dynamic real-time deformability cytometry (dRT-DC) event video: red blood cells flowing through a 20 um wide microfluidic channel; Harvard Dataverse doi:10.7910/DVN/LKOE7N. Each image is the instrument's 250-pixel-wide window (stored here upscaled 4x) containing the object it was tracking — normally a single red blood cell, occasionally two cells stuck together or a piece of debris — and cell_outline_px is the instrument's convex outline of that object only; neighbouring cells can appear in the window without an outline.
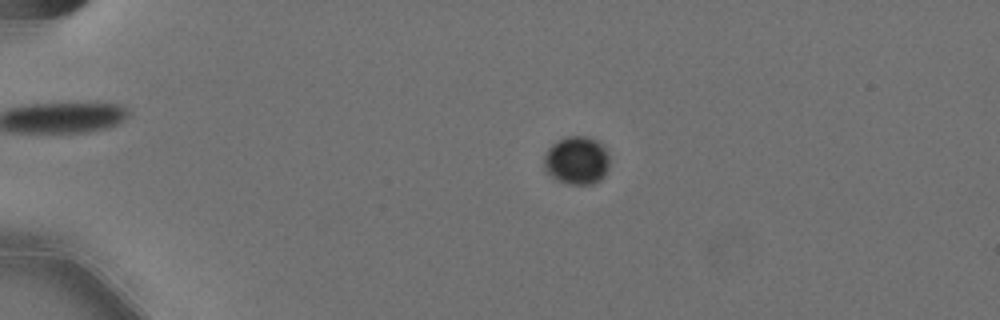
{"species": "Egyptian fruit bat (a non-hibernating species)", "species_latin": "Rousettus aegyptiacus", "temperature_condition": "cold", "stored_images_in_passage": 60, "camera_frame_rate_fps": 3000, "um_per_image_px": 0.085, "animal": {"sex": "female"}, "frame": {"image": 1, "passage_image": 15, "time_ms": 4.667, "image_size_px": [1000, 320], "cell_outline_px": [[608, 168], [604, 176], [600, 180], [592, 184], [568, 184], [556, 180], [544, 168], [544, 156], [548, 148], [556, 140], [568, 136], [588, 136], [600, 140], [608, 148]], "centroid_in_image_um": [49.05, 13.6], "position_along_channel_um": 35.9, "area_um2": 18.79}}
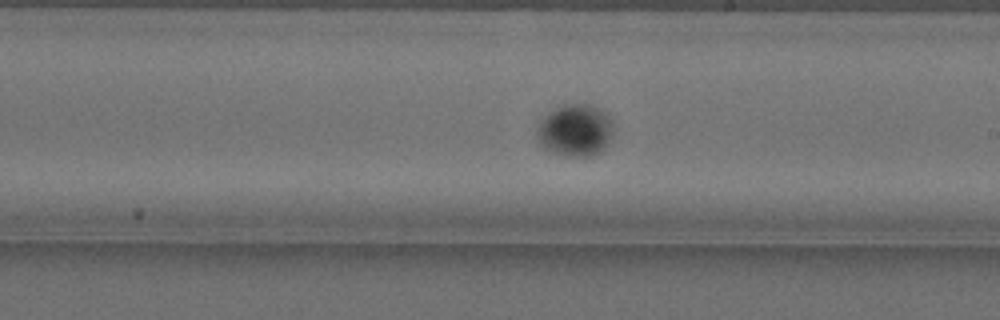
{"frame": {"image": 2, "passage_image": 37, "time_ms": 12.0, "image_size_px": [1000, 320], "cell_outline_px": [[612, 132], [604, 148], [600, 152], [592, 156], [564, 156], [552, 152], [544, 148], [540, 144], [536, 132], [544, 116], [556, 108], [564, 104], [588, 104], [604, 112], [608, 116], [612, 124]], "centroid_in_image_um": [48.87, 11.09], "position_along_channel_um": 240.1, "area_um2": 22.83}}
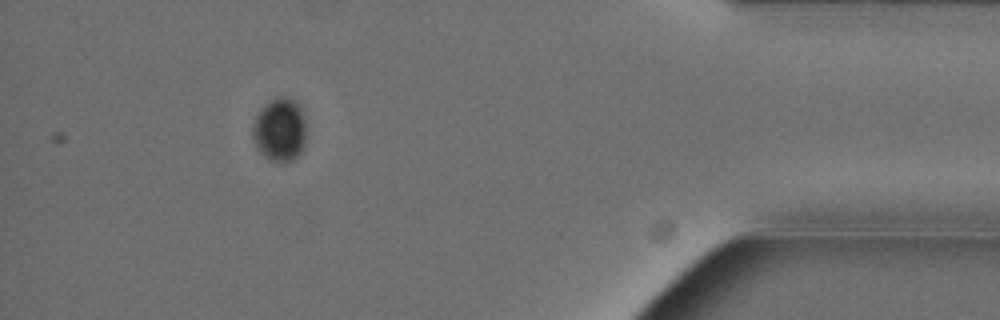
{"frame": {"image": 3, "passage_image": 55, "time_ms": 18.0, "image_size_px": [1000, 320], "cell_outline_px": [[304, 148], [292, 160], [268, 160], [256, 148], [252, 136], [252, 124], [260, 108], [264, 104], [280, 96], [284, 96], [296, 100], [300, 104], [304, 112]], "centroid_in_image_um": [23.76, 10.98], "position_along_channel_um": 411.4, "area_um2": 19.88}}